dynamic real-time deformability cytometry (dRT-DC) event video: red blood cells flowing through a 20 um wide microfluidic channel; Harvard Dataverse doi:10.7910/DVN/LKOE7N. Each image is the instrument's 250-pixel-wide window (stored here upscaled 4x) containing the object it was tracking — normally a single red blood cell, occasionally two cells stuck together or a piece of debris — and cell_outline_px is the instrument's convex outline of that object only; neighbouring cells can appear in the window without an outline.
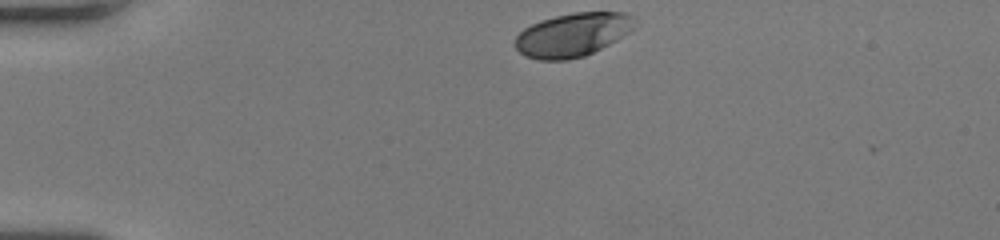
{"species": "human", "species_latin": "Homo sapiens", "temperature_condition": "room temperature", "stored_images_in_passage": 34, "camera_frame_rate_fps": 3000, "um_per_image_px": 0.085, "donor": {"sex": "female"}, "frame": {"image": 1, "passage_image": 1, "time_ms": 0.0, "image_size_px": [1000, 240], "cell_outline_px": [[632, 28], [628, 32], [616, 40], [584, 56], [568, 60], [540, 60], [524, 56], [516, 48], [516, 36], [524, 28], [540, 20], [556, 16], [576, 12], [624, 12], [632, 16]], "centroid_in_image_um": [48.62, 2.96], "position_along_channel_um": 36.4, "area_um2": 29.94}}
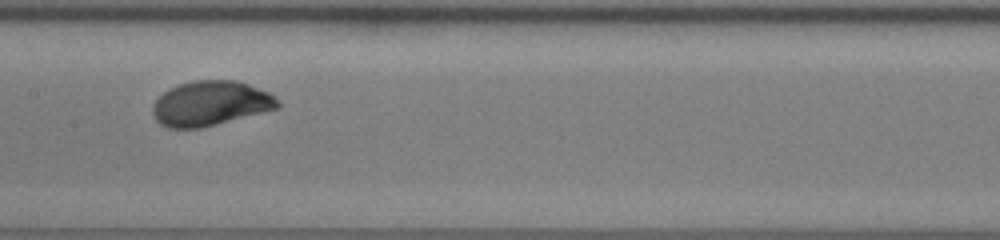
{"frame": {"image": 2, "passage_image": 17, "time_ms": 5.333, "image_size_px": [1000, 240], "cell_outline_px": [[280, 108], [200, 128], [168, 128], [160, 124], [156, 120], [152, 112], [152, 104], [168, 88], [192, 80], [236, 80], [248, 84], [268, 92], [280, 104]], "centroid_in_image_um": [17.86, 8.79], "position_along_channel_um": 189.5, "area_um2": 32.54}}
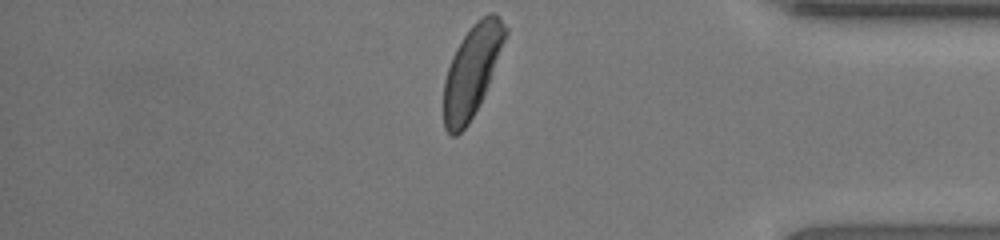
{"frame": {"image": 3, "passage_image": 34, "time_ms": 11.0, "image_size_px": [1000, 240], "cell_outline_px": [[508, 32], [484, 96], [468, 124], [456, 136], [452, 136], [444, 128], [444, 80], [452, 56], [456, 48], [472, 24], [476, 20], [488, 12], [492, 12], [500, 16], [508, 28]], "centroid_in_image_um": [40.12, 6.0], "position_along_channel_um": 395.1, "area_um2": 32.6}, "authors_computed_cell_mechanics": {"area_um2": 31.7033, "velocity_mm_per_s": 4.0005, "shape_relaxation_time_tau1_ms": 1.8638, "shape_relaxation_time_tau2_ms": null, "deformation_change_tau1": 0.1205, "deformation_change_tau2": null}}